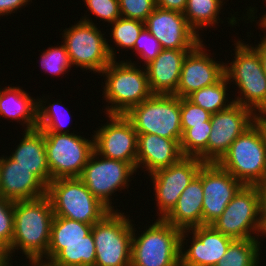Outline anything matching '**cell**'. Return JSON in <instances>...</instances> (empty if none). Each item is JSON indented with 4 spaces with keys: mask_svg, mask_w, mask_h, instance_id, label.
Wrapping results in <instances>:
<instances>
[{
    "mask_svg": "<svg viewBox=\"0 0 266 266\" xmlns=\"http://www.w3.org/2000/svg\"><path fill=\"white\" fill-rule=\"evenodd\" d=\"M54 216L47 195L15 201L14 234L5 258L10 259L16 249H21L27 259L43 260L47 255Z\"/></svg>",
    "mask_w": 266,
    "mask_h": 266,
    "instance_id": "obj_1",
    "label": "cell"
},
{
    "mask_svg": "<svg viewBox=\"0 0 266 266\" xmlns=\"http://www.w3.org/2000/svg\"><path fill=\"white\" fill-rule=\"evenodd\" d=\"M218 164L245 186H259L266 181V140L261 114L232 142Z\"/></svg>",
    "mask_w": 266,
    "mask_h": 266,
    "instance_id": "obj_2",
    "label": "cell"
},
{
    "mask_svg": "<svg viewBox=\"0 0 266 266\" xmlns=\"http://www.w3.org/2000/svg\"><path fill=\"white\" fill-rule=\"evenodd\" d=\"M136 63L112 60L101 72L107 79L103 95L110 106L107 115H125L131 108L150 98L151 93L146 68H137Z\"/></svg>",
    "mask_w": 266,
    "mask_h": 266,
    "instance_id": "obj_3",
    "label": "cell"
},
{
    "mask_svg": "<svg viewBox=\"0 0 266 266\" xmlns=\"http://www.w3.org/2000/svg\"><path fill=\"white\" fill-rule=\"evenodd\" d=\"M242 41L235 44L233 62L224 66L225 77L229 82L235 81L240 90L234 103L251 109L256 115L266 114V75L262 62L258 52Z\"/></svg>",
    "mask_w": 266,
    "mask_h": 266,
    "instance_id": "obj_4",
    "label": "cell"
},
{
    "mask_svg": "<svg viewBox=\"0 0 266 266\" xmlns=\"http://www.w3.org/2000/svg\"><path fill=\"white\" fill-rule=\"evenodd\" d=\"M133 228L130 266H179L182 230L162 218L136 237Z\"/></svg>",
    "mask_w": 266,
    "mask_h": 266,
    "instance_id": "obj_5",
    "label": "cell"
},
{
    "mask_svg": "<svg viewBox=\"0 0 266 266\" xmlns=\"http://www.w3.org/2000/svg\"><path fill=\"white\" fill-rule=\"evenodd\" d=\"M46 195L58 217L94 225L110 212L79 178L52 180Z\"/></svg>",
    "mask_w": 266,
    "mask_h": 266,
    "instance_id": "obj_6",
    "label": "cell"
},
{
    "mask_svg": "<svg viewBox=\"0 0 266 266\" xmlns=\"http://www.w3.org/2000/svg\"><path fill=\"white\" fill-rule=\"evenodd\" d=\"M91 21L85 16L76 25L63 30V44L72 65L101 74L115 60L116 51Z\"/></svg>",
    "mask_w": 266,
    "mask_h": 266,
    "instance_id": "obj_7",
    "label": "cell"
},
{
    "mask_svg": "<svg viewBox=\"0 0 266 266\" xmlns=\"http://www.w3.org/2000/svg\"><path fill=\"white\" fill-rule=\"evenodd\" d=\"M180 116V97L175 95H152L125 114L137 134H156L173 140L182 138Z\"/></svg>",
    "mask_w": 266,
    "mask_h": 266,
    "instance_id": "obj_8",
    "label": "cell"
},
{
    "mask_svg": "<svg viewBox=\"0 0 266 266\" xmlns=\"http://www.w3.org/2000/svg\"><path fill=\"white\" fill-rule=\"evenodd\" d=\"M133 226L117 210L108 212L92 226L96 249L94 266H130Z\"/></svg>",
    "mask_w": 266,
    "mask_h": 266,
    "instance_id": "obj_9",
    "label": "cell"
},
{
    "mask_svg": "<svg viewBox=\"0 0 266 266\" xmlns=\"http://www.w3.org/2000/svg\"><path fill=\"white\" fill-rule=\"evenodd\" d=\"M262 225L260 188L245 185L226 206L221 216L211 224L216 231L233 239H258ZM254 233H257L256 237Z\"/></svg>",
    "mask_w": 266,
    "mask_h": 266,
    "instance_id": "obj_10",
    "label": "cell"
},
{
    "mask_svg": "<svg viewBox=\"0 0 266 266\" xmlns=\"http://www.w3.org/2000/svg\"><path fill=\"white\" fill-rule=\"evenodd\" d=\"M43 133L51 181L79 178L94 152V138L88 140L74 133Z\"/></svg>",
    "mask_w": 266,
    "mask_h": 266,
    "instance_id": "obj_11",
    "label": "cell"
},
{
    "mask_svg": "<svg viewBox=\"0 0 266 266\" xmlns=\"http://www.w3.org/2000/svg\"><path fill=\"white\" fill-rule=\"evenodd\" d=\"M135 172L137 170L130 163L100 156L94 150L79 179L103 205L114 211L110 196L120 187L129 186V177Z\"/></svg>",
    "mask_w": 266,
    "mask_h": 266,
    "instance_id": "obj_12",
    "label": "cell"
},
{
    "mask_svg": "<svg viewBox=\"0 0 266 266\" xmlns=\"http://www.w3.org/2000/svg\"><path fill=\"white\" fill-rule=\"evenodd\" d=\"M257 115L241 104L211 114V132L207 144V163H218L228 152L232 142L248 129Z\"/></svg>",
    "mask_w": 266,
    "mask_h": 266,
    "instance_id": "obj_13",
    "label": "cell"
},
{
    "mask_svg": "<svg viewBox=\"0 0 266 266\" xmlns=\"http://www.w3.org/2000/svg\"><path fill=\"white\" fill-rule=\"evenodd\" d=\"M203 164L197 157L183 156L175 164L149 174L160 211L158 218L163 219L174 208L182 191L198 175Z\"/></svg>",
    "mask_w": 266,
    "mask_h": 266,
    "instance_id": "obj_14",
    "label": "cell"
},
{
    "mask_svg": "<svg viewBox=\"0 0 266 266\" xmlns=\"http://www.w3.org/2000/svg\"><path fill=\"white\" fill-rule=\"evenodd\" d=\"M110 122L94 131V150L103 157L130 163L136 169L138 134L125 115H107Z\"/></svg>",
    "mask_w": 266,
    "mask_h": 266,
    "instance_id": "obj_15",
    "label": "cell"
},
{
    "mask_svg": "<svg viewBox=\"0 0 266 266\" xmlns=\"http://www.w3.org/2000/svg\"><path fill=\"white\" fill-rule=\"evenodd\" d=\"M244 185L218 163L202 165V226L211 225Z\"/></svg>",
    "mask_w": 266,
    "mask_h": 266,
    "instance_id": "obj_16",
    "label": "cell"
},
{
    "mask_svg": "<svg viewBox=\"0 0 266 266\" xmlns=\"http://www.w3.org/2000/svg\"><path fill=\"white\" fill-rule=\"evenodd\" d=\"M145 28L160 42L162 49L193 50L202 41L183 13L157 6L147 17Z\"/></svg>",
    "mask_w": 266,
    "mask_h": 266,
    "instance_id": "obj_17",
    "label": "cell"
},
{
    "mask_svg": "<svg viewBox=\"0 0 266 266\" xmlns=\"http://www.w3.org/2000/svg\"><path fill=\"white\" fill-rule=\"evenodd\" d=\"M187 232L193 234V237L192 243L186 251L183 246L186 235L188 237ZM233 240V238L216 231L211 225L182 230L180 236V265L215 266L222 259ZM182 249L185 251L183 252Z\"/></svg>",
    "mask_w": 266,
    "mask_h": 266,
    "instance_id": "obj_18",
    "label": "cell"
},
{
    "mask_svg": "<svg viewBox=\"0 0 266 266\" xmlns=\"http://www.w3.org/2000/svg\"><path fill=\"white\" fill-rule=\"evenodd\" d=\"M203 45L202 40L186 55L175 96L187 98L194 91L217 83L225 75V63L210 58Z\"/></svg>",
    "mask_w": 266,
    "mask_h": 266,
    "instance_id": "obj_19",
    "label": "cell"
},
{
    "mask_svg": "<svg viewBox=\"0 0 266 266\" xmlns=\"http://www.w3.org/2000/svg\"><path fill=\"white\" fill-rule=\"evenodd\" d=\"M3 198L32 200L46 195L47 186L32 171L10 157H0Z\"/></svg>",
    "mask_w": 266,
    "mask_h": 266,
    "instance_id": "obj_20",
    "label": "cell"
},
{
    "mask_svg": "<svg viewBox=\"0 0 266 266\" xmlns=\"http://www.w3.org/2000/svg\"><path fill=\"white\" fill-rule=\"evenodd\" d=\"M192 50L162 49L145 68L153 95H175L186 55Z\"/></svg>",
    "mask_w": 266,
    "mask_h": 266,
    "instance_id": "obj_21",
    "label": "cell"
},
{
    "mask_svg": "<svg viewBox=\"0 0 266 266\" xmlns=\"http://www.w3.org/2000/svg\"><path fill=\"white\" fill-rule=\"evenodd\" d=\"M182 157L180 140L156 134H138L136 170L143 165L142 168L151 174L175 164Z\"/></svg>",
    "mask_w": 266,
    "mask_h": 266,
    "instance_id": "obj_22",
    "label": "cell"
},
{
    "mask_svg": "<svg viewBox=\"0 0 266 266\" xmlns=\"http://www.w3.org/2000/svg\"><path fill=\"white\" fill-rule=\"evenodd\" d=\"M202 166L198 175L182 191L174 208L163 218L181 230L202 226Z\"/></svg>",
    "mask_w": 266,
    "mask_h": 266,
    "instance_id": "obj_23",
    "label": "cell"
},
{
    "mask_svg": "<svg viewBox=\"0 0 266 266\" xmlns=\"http://www.w3.org/2000/svg\"><path fill=\"white\" fill-rule=\"evenodd\" d=\"M23 139L10 155L18 165L32 171L46 186L51 182V173L47 164L45 136L39 129L24 130Z\"/></svg>",
    "mask_w": 266,
    "mask_h": 266,
    "instance_id": "obj_24",
    "label": "cell"
},
{
    "mask_svg": "<svg viewBox=\"0 0 266 266\" xmlns=\"http://www.w3.org/2000/svg\"><path fill=\"white\" fill-rule=\"evenodd\" d=\"M44 257L52 266H94L96 249L92 231L81 242L49 243Z\"/></svg>",
    "mask_w": 266,
    "mask_h": 266,
    "instance_id": "obj_25",
    "label": "cell"
},
{
    "mask_svg": "<svg viewBox=\"0 0 266 266\" xmlns=\"http://www.w3.org/2000/svg\"><path fill=\"white\" fill-rule=\"evenodd\" d=\"M37 107L38 101L20 87L0 89V116L22 121L26 130L37 128Z\"/></svg>",
    "mask_w": 266,
    "mask_h": 266,
    "instance_id": "obj_26",
    "label": "cell"
},
{
    "mask_svg": "<svg viewBox=\"0 0 266 266\" xmlns=\"http://www.w3.org/2000/svg\"><path fill=\"white\" fill-rule=\"evenodd\" d=\"M224 0H187L183 12L189 26L199 35V29L218 23ZM218 16V17H217ZM198 28V29H197ZM197 29V30H196Z\"/></svg>",
    "mask_w": 266,
    "mask_h": 266,
    "instance_id": "obj_27",
    "label": "cell"
},
{
    "mask_svg": "<svg viewBox=\"0 0 266 266\" xmlns=\"http://www.w3.org/2000/svg\"><path fill=\"white\" fill-rule=\"evenodd\" d=\"M228 82L224 75L217 83L194 91L187 98L209 113L215 114L218 111L229 108L234 103L233 100L229 102L226 97L228 96V93H226L227 84H230Z\"/></svg>",
    "mask_w": 266,
    "mask_h": 266,
    "instance_id": "obj_28",
    "label": "cell"
},
{
    "mask_svg": "<svg viewBox=\"0 0 266 266\" xmlns=\"http://www.w3.org/2000/svg\"><path fill=\"white\" fill-rule=\"evenodd\" d=\"M260 243L258 239H234L215 266H258Z\"/></svg>",
    "mask_w": 266,
    "mask_h": 266,
    "instance_id": "obj_29",
    "label": "cell"
},
{
    "mask_svg": "<svg viewBox=\"0 0 266 266\" xmlns=\"http://www.w3.org/2000/svg\"><path fill=\"white\" fill-rule=\"evenodd\" d=\"M211 120L206 125H192L183 134L180 140V150L183 156L197 157L207 163V144L211 132Z\"/></svg>",
    "mask_w": 266,
    "mask_h": 266,
    "instance_id": "obj_30",
    "label": "cell"
},
{
    "mask_svg": "<svg viewBox=\"0 0 266 266\" xmlns=\"http://www.w3.org/2000/svg\"><path fill=\"white\" fill-rule=\"evenodd\" d=\"M92 226L76 220L54 216L51 226L50 243L81 242L91 232Z\"/></svg>",
    "mask_w": 266,
    "mask_h": 266,
    "instance_id": "obj_31",
    "label": "cell"
},
{
    "mask_svg": "<svg viewBox=\"0 0 266 266\" xmlns=\"http://www.w3.org/2000/svg\"><path fill=\"white\" fill-rule=\"evenodd\" d=\"M36 100L38 101L37 129H39L43 132L69 133V129H67L66 131L63 130V128L67 126V123L65 126V124L62 122L63 121L62 118L60 117L62 114V111L63 110L67 111L66 110L67 108H63V110L60 112V110L62 109V108H60V107H62V105H60L61 102H59V101L57 103L54 102L53 104H48L49 106L47 105L45 107L43 105V103H45L46 101L41 100V98H40V100H38V99H36ZM66 113L70 116V113L68 111ZM63 114H64V112H63ZM67 118L69 119L70 117H67ZM59 119H61V120H59Z\"/></svg>",
    "mask_w": 266,
    "mask_h": 266,
    "instance_id": "obj_32",
    "label": "cell"
},
{
    "mask_svg": "<svg viewBox=\"0 0 266 266\" xmlns=\"http://www.w3.org/2000/svg\"><path fill=\"white\" fill-rule=\"evenodd\" d=\"M112 24V39L116 46L121 48H134L140 32L145 27V22L119 17Z\"/></svg>",
    "mask_w": 266,
    "mask_h": 266,
    "instance_id": "obj_33",
    "label": "cell"
},
{
    "mask_svg": "<svg viewBox=\"0 0 266 266\" xmlns=\"http://www.w3.org/2000/svg\"><path fill=\"white\" fill-rule=\"evenodd\" d=\"M42 69L49 72V74L59 75L67 72L68 68L72 67L69 54L66 51V47L62 44L59 47H49L40 56Z\"/></svg>",
    "mask_w": 266,
    "mask_h": 266,
    "instance_id": "obj_34",
    "label": "cell"
},
{
    "mask_svg": "<svg viewBox=\"0 0 266 266\" xmlns=\"http://www.w3.org/2000/svg\"><path fill=\"white\" fill-rule=\"evenodd\" d=\"M14 234V201L0 198V251L5 255Z\"/></svg>",
    "mask_w": 266,
    "mask_h": 266,
    "instance_id": "obj_35",
    "label": "cell"
},
{
    "mask_svg": "<svg viewBox=\"0 0 266 266\" xmlns=\"http://www.w3.org/2000/svg\"><path fill=\"white\" fill-rule=\"evenodd\" d=\"M181 127L184 133L192 125H206L211 113L194 104L188 98H180Z\"/></svg>",
    "mask_w": 266,
    "mask_h": 266,
    "instance_id": "obj_36",
    "label": "cell"
},
{
    "mask_svg": "<svg viewBox=\"0 0 266 266\" xmlns=\"http://www.w3.org/2000/svg\"><path fill=\"white\" fill-rule=\"evenodd\" d=\"M121 17L145 22L156 8L155 0H118Z\"/></svg>",
    "mask_w": 266,
    "mask_h": 266,
    "instance_id": "obj_37",
    "label": "cell"
},
{
    "mask_svg": "<svg viewBox=\"0 0 266 266\" xmlns=\"http://www.w3.org/2000/svg\"><path fill=\"white\" fill-rule=\"evenodd\" d=\"M147 65L162 51L160 42L144 27L135 42L134 48Z\"/></svg>",
    "mask_w": 266,
    "mask_h": 266,
    "instance_id": "obj_38",
    "label": "cell"
},
{
    "mask_svg": "<svg viewBox=\"0 0 266 266\" xmlns=\"http://www.w3.org/2000/svg\"><path fill=\"white\" fill-rule=\"evenodd\" d=\"M84 2L91 13L102 21L113 23L121 17L118 0H84Z\"/></svg>",
    "mask_w": 266,
    "mask_h": 266,
    "instance_id": "obj_39",
    "label": "cell"
},
{
    "mask_svg": "<svg viewBox=\"0 0 266 266\" xmlns=\"http://www.w3.org/2000/svg\"><path fill=\"white\" fill-rule=\"evenodd\" d=\"M30 0H0V16L14 13L24 5L26 6Z\"/></svg>",
    "mask_w": 266,
    "mask_h": 266,
    "instance_id": "obj_40",
    "label": "cell"
},
{
    "mask_svg": "<svg viewBox=\"0 0 266 266\" xmlns=\"http://www.w3.org/2000/svg\"><path fill=\"white\" fill-rule=\"evenodd\" d=\"M156 6L183 13L187 0H155Z\"/></svg>",
    "mask_w": 266,
    "mask_h": 266,
    "instance_id": "obj_41",
    "label": "cell"
},
{
    "mask_svg": "<svg viewBox=\"0 0 266 266\" xmlns=\"http://www.w3.org/2000/svg\"><path fill=\"white\" fill-rule=\"evenodd\" d=\"M260 42L261 43H259L258 46L255 45V47L253 46V48L258 52V54L260 56L263 70H264L265 75H266V36H264Z\"/></svg>",
    "mask_w": 266,
    "mask_h": 266,
    "instance_id": "obj_42",
    "label": "cell"
},
{
    "mask_svg": "<svg viewBox=\"0 0 266 266\" xmlns=\"http://www.w3.org/2000/svg\"><path fill=\"white\" fill-rule=\"evenodd\" d=\"M261 192L262 215H266V181L259 185Z\"/></svg>",
    "mask_w": 266,
    "mask_h": 266,
    "instance_id": "obj_43",
    "label": "cell"
},
{
    "mask_svg": "<svg viewBox=\"0 0 266 266\" xmlns=\"http://www.w3.org/2000/svg\"><path fill=\"white\" fill-rule=\"evenodd\" d=\"M29 262H31V266H52L51 263L49 261H42V260H35V259H31L29 260Z\"/></svg>",
    "mask_w": 266,
    "mask_h": 266,
    "instance_id": "obj_44",
    "label": "cell"
},
{
    "mask_svg": "<svg viewBox=\"0 0 266 266\" xmlns=\"http://www.w3.org/2000/svg\"><path fill=\"white\" fill-rule=\"evenodd\" d=\"M261 128L266 140V114H261Z\"/></svg>",
    "mask_w": 266,
    "mask_h": 266,
    "instance_id": "obj_45",
    "label": "cell"
},
{
    "mask_svg": "<svg viewBox=\"0 0 266 266\" xmlns=\"http://www.w3.org/2000/svg\"><path fill=\"white\" fill-rule=\"evenodd\" d=\"M262 219H263V225H262V232L259 235L261 237V235H266V215H262Z\"/></svg>",
    "mask_w": 266,
    "mask_h": 266,
    "instance_id": "obj_46",
    "label": "cell"
},
{
    "mask_svg": "<svg viewBox=\"0 0 266 266\" xmlns=\"http://www.w3.org/2000/svg\"><path fill=\"white\" fill-rule=\"evenodd\" d=\"M260 23L259 25L266 30V14L263 15V17L261 19H259Z\"/></svg>",
    "mask_w": 266,
    "mask_h": 266,
    "instance_id": "obj_47",
    "label": "cell"
},
{
    "mask_svg": "<svg viewBox=\"0 0 266 266\" xmlns=\"http://www.w3.org/2000/svg\"><path fill=\"white\" fill-rule=\"evenodd\" d=\"M5 260V255L0 251V266L4 264Z\"/></svg>",
    "mask_w": 266,
    "mask_h": 266,
    "instance_id": "obj_48",
    "label": "cell"
},
{
    "mask_svg": "<svg viewBox=\"0 0 266 266\" xmlns=\"http://www.w3.org/2000/svg\"><path fill=\"white\" fill-rule=\"evenodd\" d=\"M0 198H3L1 172H0Z\"/></svg>",
    "mask_w": 266,
    "mask_h": 266,
    "instance_id": "obj_49",
    "label": "cell"
},
{
    "mask_svg": "<svg viewBox=\"0 0 266 266\" xmlns=\"http://www.w3.org/2000/svg\"><path fill=\"white\" fill-rule=\"evenodd\" d=\"M10 261H11V259H6L5 262H4V264L2 266H12Z\"/></svg>",
    "mask_w": 266,
    "mask_h": 266,
    "instance_id": "obj_50",
    "label": "cell"
}]
</instances>
